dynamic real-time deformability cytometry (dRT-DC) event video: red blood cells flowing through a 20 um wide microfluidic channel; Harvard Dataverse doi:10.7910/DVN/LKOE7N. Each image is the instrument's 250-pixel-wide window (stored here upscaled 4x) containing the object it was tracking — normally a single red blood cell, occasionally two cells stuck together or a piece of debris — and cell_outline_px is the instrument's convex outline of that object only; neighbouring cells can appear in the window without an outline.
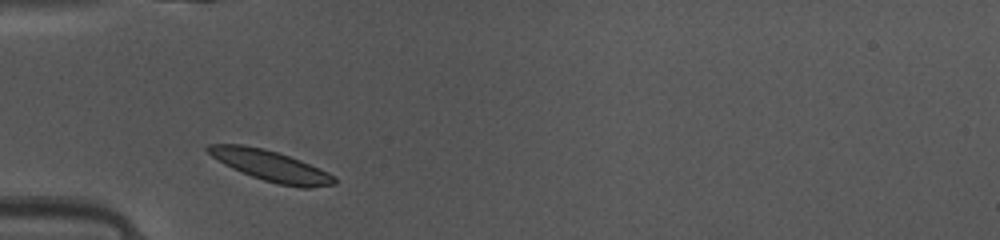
{"species": "common noctule bat (a hibernating species)", "species_latin": "Nyctalus noctula", "temperature_condition": "warm", "stored_images_in_passage": 34, "camera_frame_rate_fps": 3000, "um_per_image_px": 0.085, "animal": {"sex": "female", "body_mass_g": 10.0, "forearm_length_mm": 53.1}, "frame": {"image": 1, "passage_image": 1, "time_ms": 0.0, "image_size_px": [1000, 240], "cell_outline_px": [[336, 184], [312, 188], [300, 188], [280, 184], [264, 180], [252, 176], [232, 168], [224, 164], [212, 156], [204, 148], [208, 144], [244, 144], [264, 148], [300, 160], [328, 172], [336, 176]], "centroid_in_image_um": [23.02, 14.09], "position_along_channel_um": 62.0, "area_um2": 22.54}}
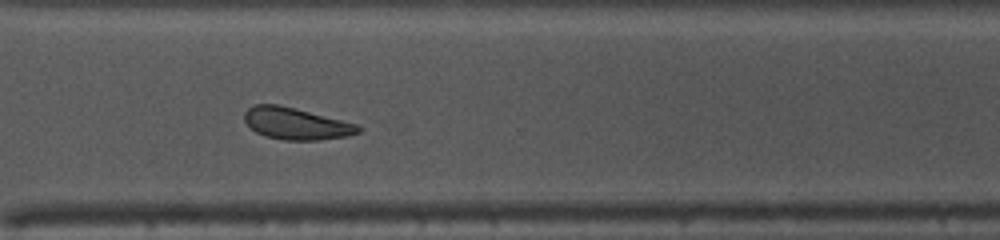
{"frame": {"image": 2, "passage_image": 22, "time_ms": 7.0, "image_size_px": [1000, 240], "cell_outline_px": [[364, 128], [360, 132], [348, 136], [320, 140], [284, 140], [264, 136], [256, 132], [244, 120], [244, 112], [248, 108], [256, 104], [280, 104], [356, 124]], "centroid_in_image_um": [25.17, 10.51], "position_along_channel_um": 345.4, "area_um2": 21.1}}
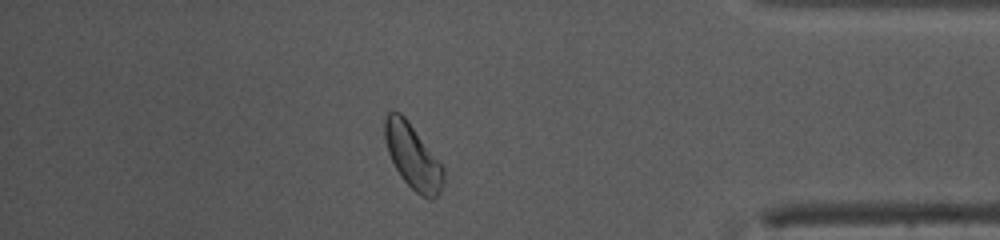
{"frame": {"image": 3, "passage_image": 28, "time_ms": 9.0, "image_size_px": [1000, 240], "cell_outline_px": [[444, 184], [440, 192], [432, 200], [428, 200], [420, 196], [400, 176], [388, 152], [384, 136], [384, 120], [388, 112], [400, 112], [404, 116], [444, 164]], "centroid_in_image_um": [35.13, 13.33], "position_along_channel_um": 400.1, "area_um2": 22.43}}